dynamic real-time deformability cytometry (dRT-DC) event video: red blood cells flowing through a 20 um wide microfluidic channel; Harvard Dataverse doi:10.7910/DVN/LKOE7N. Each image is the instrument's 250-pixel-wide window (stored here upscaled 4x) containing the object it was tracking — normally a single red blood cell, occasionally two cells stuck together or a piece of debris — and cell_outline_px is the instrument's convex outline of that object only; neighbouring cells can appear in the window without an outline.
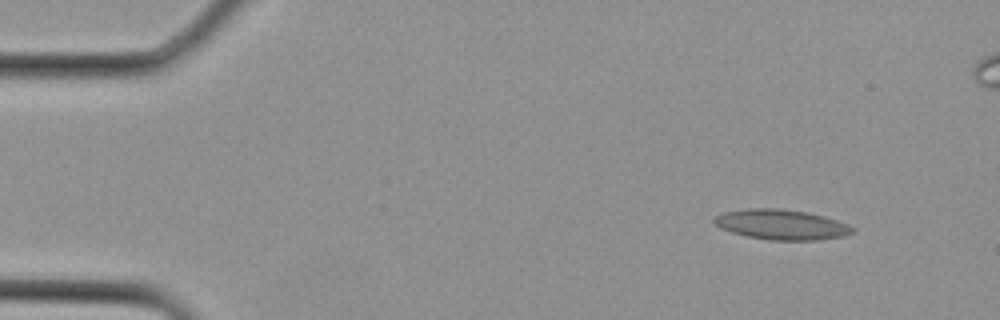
{"species": "Egyptian fruit bat (a non-hibernating species)", "species_latin": "Rousettus aegyptiacus", "temperature_condition": "cold", "stored_images_in_passage": 4, "camera_frame_rate_fps": 3000, "um_per_image_px": 0.085, "animal": {"sex": "female"}, "frame": {"image": 1, "passage_image": 1, "time_ms": 0.0, "image_size_px": [1000, 320], "cell_outline_px": [[856, 232], [844, 236], [816, 240], [768, 240], [748, 236], [732, 232], [720, 228], [712, 220], [716, 216], [724, 212], [748, 208], [780, 208], [808, 212], [824, 216], [848, 224], [856, 228]], "centroid_in_image_um": [66.46, 19.08], "position_along_channel_um": 18.5, "area_um2": 24.39}}